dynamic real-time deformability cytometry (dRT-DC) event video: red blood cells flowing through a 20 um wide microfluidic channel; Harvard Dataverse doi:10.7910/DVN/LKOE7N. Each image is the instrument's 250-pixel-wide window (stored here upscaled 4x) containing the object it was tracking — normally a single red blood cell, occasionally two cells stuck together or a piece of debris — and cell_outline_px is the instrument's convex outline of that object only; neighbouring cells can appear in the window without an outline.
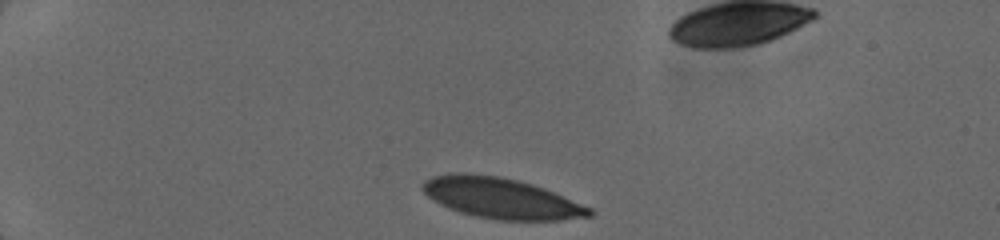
{"species": "human", "species_latin": "Homo sapiens", "temperature_condition": "cold", "stored_images_in_passage": 9, "camera_frame_rate_fps": 3000, "um_per_image_px": 0.085, "donor": {"sex": "female"}, "frame": {"image": 1, "passage_image": 1, "time_ms": 0.0, "image_size_px": [1000, 240], "cell_outline_px": [[592, 216], [560, 220], [496, 220], [476, 216], [460, 212], [448, 208], [432, 200], [420, 188], [424, 180], [432, 176], [456, 172], [464, 172], [500, 176], [532, 184], [544, 188], [592, 208]], "centroid_in_image_um": [42.56, 16.84], "position_along_channel_um": 42.4, "area_um2": 39.59}}